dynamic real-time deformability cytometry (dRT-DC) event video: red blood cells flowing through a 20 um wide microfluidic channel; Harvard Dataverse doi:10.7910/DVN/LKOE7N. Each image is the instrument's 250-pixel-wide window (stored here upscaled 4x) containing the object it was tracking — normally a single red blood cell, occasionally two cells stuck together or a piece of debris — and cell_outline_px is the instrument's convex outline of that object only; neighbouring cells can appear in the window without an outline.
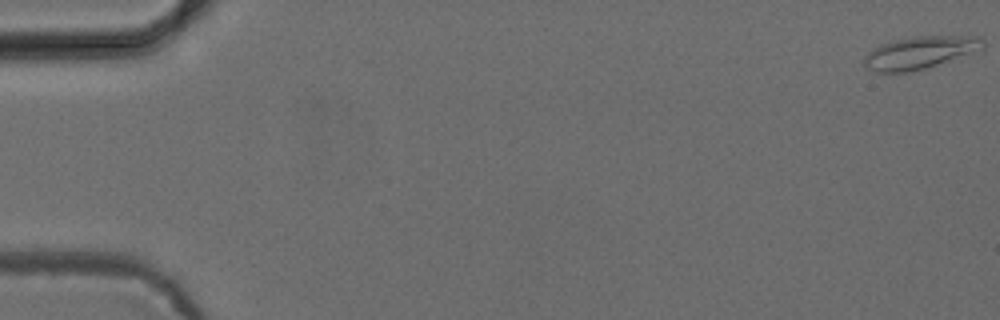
{"species": "common noctule bat (a hibernating species)", "species_latin": "Nyctalus noctula", "temperature_condition": "cold", "stored_images_in_passage": 53, "camera_frame_rate_fps": 3000, "um_per_image_px": 0.085, "animal": {"sex": "female", "body_mass_g": 24.6, "forearm_length_mm": 56.2}, "frame": {"image": 1, "passage_image": 1, "time_ms": 0.0, "image_size_px": [1000, 320], "cell_outline_px": [[984, 48], [924, 68], [908, 72], [876, 72], [868, 68], [864, 64], [864, 56], [868, 52], [880, 44], [896, 40], [916, 36], [980, 36], [984, 40]], "centroid_in_image_um": [78.17, 4.46], "position_along_channel_um": 6.8, "area_um2": 22.02}}
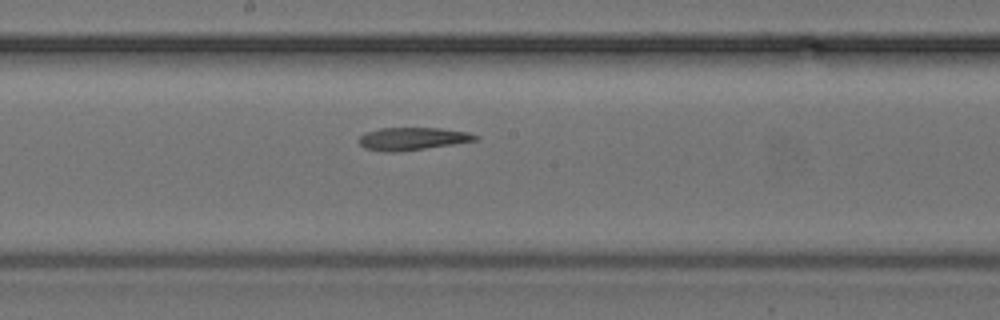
{"frame": {"image": 2, "passage_image": 29, "time_ms": 9.333, "image_size_px": [1000, 320], "cell_outline_px": [[480, 140], [400, 152], [380, 152], [364, 148], [356, 140], [360, 136], [368, 132], [380, 128], [440, 128], [468, 132], [480, 136]], "centroid_in_image_um": [35.06, 11.8], "position_along_channel_um": 213.1, "area_um2": 15.61}}
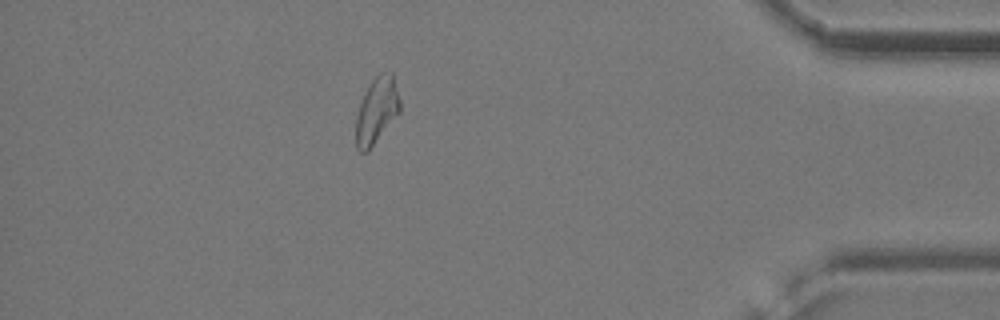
{"frame": {"image": 3, "passage_image": 47, "time_ms": 15.333, "image_size_px": [1000, 320], "cell_outline_px": [[400, 112], [368, 152], [360, 152], [356, 148], [356, 116], [364, 92], [368, 84], [380, 72], [392, 72], [400, 100]], "centroid_in_image_um": [32.01, 9.4], "position_along_channel_um": 403.2, "area_um2": 17.11}, "authors_computed_cell_mechanics": {"area_um2": 17.1088, "velocity_mm_per_s": 3.9039, "shape_relaxation_time_tau1_ms": null, "shape_relaxation_time_tau2_ms": 3.8234, "deformation_change_tau1": null, "deformation_change_tau2": 0.1133}}